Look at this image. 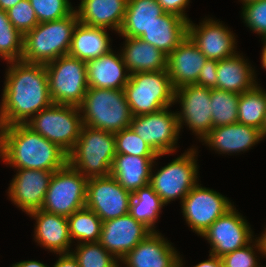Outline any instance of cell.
Instances as JSON below:
<instances>
[{
  "label": "cell",
  "mask_w": 266,
  "mask_h": 267,
  "mask_svg": "<svg viewBox=\"0 0 266 267\" xmlns=\"http://www.w3.org/2000/svg\"><path fill=\"white\" fill-rule=\"evenodd\" d=\"M7 66L0 104V127L25 124L53 104L44 64L19 60L8 62Z\"/></svg>",
  "instance_id": "obj_1"
},
{
  "label": "cell",
  "mask_w": 266,
  "mask_h": 267,
  "mask_svg": "<svg viewBox=\"0 0 266 267\" xmlns=\"http://www.w3.org/2000/svg\"><path fill=\"white\" fill-rule=\"evenodd\" d=\"M0 158L15 169L57 171L68 154L26 124L0 127Z\"/></svg>",
  "instance_id": "obj_2"
},
{
  "label": "cell",
  "mask_w": 266,
  "mask_h": 267,
  "mask_svg": "<svg viewBox=\"0 0 266 267\" xmlns=\"http://www.w3.org/2000/svg\"><path fill=\"white\" fill-rule=\"evenodd\" d=\"M78 23L75 10L62 19L39 23L24 35L21 60L45 65L68 55Z\"/></svg>",
  "instance_id": "obj_3"
},
{
  "label": "cell",
  "mask_w": 266,
  "mask_h": 267,
  "mask_svg": "<svg viewBox=\"0 0 266 267\" xmlns=\"http://www.w3.org/2000/svg\"><path fill=\"white\" fill-rule=\"evenodd\" d=\"M78 107L83 125L111 133L130 127L133 117L123 89L89 87Z\"/></svg>",
  "instance_id": "obj_4"
},
{
  "label": "cell",
  "mask_w": 266,
  "mask_h": 267,
  "mask_svg": "<svg viewBox=\"0 0 266 267\" xmlns=\"http://www.w3.org/2000/svg\"><path fill=\"white\" fill-rule=\"evenodd\" d=\"M116 155L114 133L83 125L80 136L68 154V163L87 179L111 173Z\"/></svg>",
  "instance_id": "obj_5"
},
{
  "label": "cell",
  "mask_w": 266,
  "mask_h": 267,
  "mask_svg": "<svg viewBox=\"0 0 266 267\" xmlns=\"http://www.w3.org/2000/svg\"><path fill=\"white\" fill-rule=\"evenodd\" d=\"M123 90L132 116L155 113L175 103L167 70L130 74Z\"/></svg>",
  "instance_id": "obj_6"
},
{
  "label": "cell",
  "mask_w": 266,
  "mask_h": 267,
  "mask_svg": "<svg viewBox=\"0 0 266 267\" xmlns=\"http://www.w3.org/2000/svg\"><path fill=\"white\" fill-rule=\"evenodd\" d=\"M81 115L78 106L52 104L34 115L25 124L69 154L83 127Z\"/></svg>",
  "instance_id": "obj_7"
},
{
  "label": "cell",
  "mask_w": 266,
  "mask_h": 267,
  "mask_svg": "<svg viewBox=\"0 0 266 267\" xmlns=\"http://www.w3.org/2000/svg\"><path fill=\"white\" fill-rule=\"evenodd\" d=\"M196 153L197 149L195 148L187 149L186 152L157 172L151 170L149 185L165 205L178 198L181 204L191 189L199 182Z\"/></svg>",
  "instance_id": "obj_8"
},
{
  "label": "cell",
  "mask_w": 266,
  "mask_h": 267,
  "mask_svg": "<svg viewBox=\"0 0 266 267\" xmlns=\"http://www.w3.org/2000/svg\"><path fill=\"white\" fill-rule=\"evenodd\" d=\"M53 104L79 106L88 90L86 62L69 54L45 64Z\"/></svg>",
  "instance_id": "obj_9"
},
{
  "label": "cell",
  "mask_w": 266,
  "mask_h": 267,
  "mask_svg": "<svg viewBox=\"0 0 266 267\" xmlns=\"http://www.w3.org/2000/svg\"><path fill=\"white\" fill-rule=\"evenodd\" d=\"M87 178L67 163L54 171L41 209L69 217L86 206Z\"/></svg>",
  "instance_id": "obj_10"
},
{
  "label": "cell",
  "mask_w": 266,
  "mask_h": 267,
  "mask_svg": "<svg viewBox=\"0 0 266 267\" xmlns=\"http://www.w3.org/2000/svg\"><path fill=\"white\" fill-rule=\"evenodd\" d=\"M233 207L234 204L227 197L198 183L181 203L186 224L198 236H201L216 219Z\"/></svg>",
  "instance_id": "obj_11"
},
{
  "label": "cell",
  "mask_w": 266,
  "mask_h": 267,
  "mask_svg": "<svg viewBox=\"0 0 266 267\" xmlns=\"http://www.w3.org/2000/svg\"><path fill=\"white\" fill-rule=\"evenodd\" d=\"M170 107L155 113L133 116L130 128L157 154H172L178 148L179 125L177 112Z\"/></svg>",
  "instance_id": "obj_12"
},
{
  "label": "cell",
  "mask_w": 266,
  "mask_h": 267,
  "mask_svg": "<svg viewBox=\"0 0 266 267\" xmlns=\"http://www.w3.org/2000/svg\"><path fill=\"white\" fill-rule=\"evenodd\" d=\"M211 89L196 84L185 85L175 90L174 102H179L181 112H177L179 131L187 125L199 140L213 128L211 109ZM185 123V124H184Z\"/></svg>",
  "instance_id": "obj_13"
},
{
  "label": "cell",
  "mask_w": 266,
  "mask_h": 267,
  "mask_svg": "<svg viewBox=\"0 0 266 267\" xmlns=\"http://www.w3.org/2000/svg\"><path fill=\"white\" fill-rule=\"evenodd\" d=\"M250 224L235 206L216 219L201 237L210 244V254L222 257L241 249L254 240Z\"/></svg>",
  "instance_id": "obj_14"
},
{
  "label": "cell",
  "mask_w": 266,
  "mask_h": 267,
  "mask_svg": "<svg viewBox=\"0 0 266 267\" xmlns=\"http://www.w3.org/2000/svg\"><path fill=\"white\" fill-rule=\"evenodd\" d=\"M132 194L111 175L87 180L86 207L104 222L129 214Z\"/></svg>",
  "instance_id": "obj_15"
},
{
  "label": "cell",
  "mask_w": 266,
  "mask_h": 267,
  "mask_svg": "<svg viewBox=\"0 0 266 267\" xmlns=\"http://www.w3.org/2000/svg\"><path fill=\"white\" fill-rule=\"evenodd\" d=\"M199 24L188 22V36L207 59L220 61L238 53L235 34L222 22L205 18Z\"/></svg>",
  "instance_id": "obj_16"
},
{
  "label": "cell",
  "mask_w": 266,
  "mask_h": 267,
  "mask_svg": "<svg viewBox=\"0 0 266 267\" xmlns=\"http://www.w3.org/2000/svg\"><path fill=\"white\" fill-rule=\"evenodd\" d=\"M151 232L146 225L127 214L103 222L99 243L121 261Z\"/></svg>",
  "instance_id": "obj_17"
},
{
  "label": "cell",
  "mask_w": 266,
  "mask_h": 267,
  "mask_svg": "<svg viewBox=\"0 0 266 267\" xmlns=\"http://www.w3.org/2000/svg\"><path fill=\"white\" fill-rule=\"evenodd\" d=\"M17 173L9 184V199L27 215L40 210L54 171L15 169Z\"/></svg>",
  "instance_id": "obj_18"
},
{
  "label": "cell",
  "mask_w": 266,
  "mask_h": 267,
  "mask_svg": "<svg viewBox=\"0 0 266 267\" xmlns=\"http://www.w3.org/2000/svg\"><path fill=\"white\" fill-rule=\"evenodd\" d=\"M157 232H151L120 262L125 267H179V253L172 243Z\"/></svg>",
  "instance_id": "obj_19"
},
{
  "label": "cell",
  "mask_w": 266,
  "mask_h": 267,
  "mask_svg": "<svg viewBox=\"0 0 266 267\" xmlns=\"http://www.w3.org/2000/svg\"><path fill=\"white\" fill-rule=\"evenodd\" d=\"M206 60V56L187 35L167 58V71L174 89L196 84Z\"/></svg>",
  "instance_id": "obj_20"
},
{
  "label": "cell",
  "mask_w": 266,
  "mask_h": 267,
  "mask_svg": "<svg viewBox=\"0 0 266 267\" xmlns=\"http://www.w3.org/2000/svg\"><path fill=\"white\" fill-rule=\"evenodd\" d=\"M263 139L261 130L237 122L212 128L201 142L219 154L231 155L244 153Z\"/></svg>",
  "instance_id": "obj_21"
},
{
  "label": "cell",
  "mask_w": 266,
  "mask_h": 267,
  "mask_svg": "<svg viewBox=\"0 0 266 267\" xmlns=\"http://www.w3.org/2000/svg\"><path fill=\"white\" fill-rule=\"evenodd\" d=\"M88 87L106 89H124L130 73L124 63L121 52L107 53L86 62Z\"/></svg>",
  "instance_id": "obj_22"
},
{
  "label": "cell",
  "mask_w": 266,
  "mask_h": 267,
  "mask_svg": "<svg viewBox=\"0 0 266 267\" xmlns=\"http://www.w3.org/2000/svg\"><path fill=\"white\" fill-rule=\"evenodd\" d=\"M36 220L34 240L42 247L55 254L71 253L67 217L52 214L42 209L28 214Z\"/></svg>",
  "instance_id": "obj_23"
},
{
  "label": "cell",
  "mask_w": 266,
  "mask_h": 267,
  "mask_svg": "<svg viewBox=\"0 0 266 267\" xmlns=\"http://www.w3.org/2000/svg\"><path fill=\"white\" fill-rule=\"evenodd\" d=\"M128 0H81L75 10L79 23L119 32Z\"/></svg>",
  "instance_id": "obj_24"
},
{
  "label": "cell",
  "mask_w": 266,
  "mask_h": 267,
  "mask_svg": "<svg viewBox=\"0 0 266 267\" xmlns=\"http://www.w3.org/2000/svg\"><path fill=\"white\" fill-rule=\"evenodd\" d=\"M167 154H158L157 157H138L127 154H116L111 167L110 175L131 194L150 183L151 170L159 157Z\"/></svg>",
  "instance_id": "obj_25"
},
{
  "label": "cell",
  "mask_w": 266,
  "mask_h": 267,
  "mask_svg": "<svg viewBox=\"0 0 266 267\" xmlns=\"http://www.w3.org/2000/svg\"><path fill=\"white\" fill-rule=\"evenodd\" d=\"M188 35V21L176 14L164 13L140 37L169 55Z\"/></svg>",
  "instance_id": "obj_26"
},
{
  "label": "cell",
  "mask_w": 266,
  "mask_h": 267,
  "mask_svg": "<svg viewBox=\"0 0 266 267\" xmlns=\"http://www.w3.org/2000/svg\"><path fill=\"white\" fill-rule=\"evenodd\" d=\"M120 51L130 74L167 70V58L163 51L140 38L124 37Z\"/></svg>",
  "instance_id": "obj_27"
},
{
  "label": "cell",
  "mask_w": 266,
  "mask_h": 267,
  "mask_svg": "<svg viewBox=\"0 0 266 267\" xmlns=\"http://www.w3.org/2000/svg\"><path fill=\"white\" fill-rule=\"evenodd\" d=\"M242 54H235L218 61L217 86L215 89L241 94L252 89L258 82L256 72Z\"/></svg>",
  "instance_id": "obj_28"
},
{
  "label": "cell",
  "mask_w": 266,
  "mask_h": 267,
  "mask_svg": "<svg viewBox=\"0 0 266 267\" xmlns=\"http://www.w3.org/2000/svg\"><path fill=\"white\" fill-rule=\"evenodd\" d=\"M110 41L107 29L78 23L73 32L69 55L87 62L112 49Z\"/></svg>",
  "instance_id": "obj_29"
},
{
  "label": "cell",
  "mask_w": 266,
  "mask_h": 267,
  "mask_svg": "<svg viewBox=\"0 0 266 267\" xmlns=\"http://www.w3.org/2000/svg\"><path fill=\"white\" fill-rule=\"evenodd\" d=\"M165 13L157 0H128L122 26V37L140 38L142 34Z\"/></svg>",
  "instance_id": "obj_30"
},
{
  "label": "cell",
  "mask_w": 266,
  "mask_h": 267,
  "mask_svg": "<svg viewBox=\"0 0 266 267\" xmlns=\"http://www.w3.org/2000/svg\"><path fill=\"white\" fill-rule=\"evenodd\" d=\"M165 204L154 192L150 185L139 188L130 202L129 214L138 222L146 225L152 232H156L155 224Z\"/></svg>",
  "instance_id": "obj_31"
},
{
  "label": "cell",
  "mask_w": 266,
  "mask_h": 267,
  "mask_svg": "<svg viewBox=\"0 0 266 267\" xmlns=\"http://www.w3.org/2000/svg\"><path fill=\"white\" fill-rule=\"evenodd\" d=\"M260 84L239 95L238 122L262 131L266 115V91Z\"/></svg>",
  "instance_id": "obj_32"
},
{
  "label": "cell",
  "mask_w": 266,
  "mask_h": 267,
  "mask_svg": "<svg viewBox=\"0 0 266 267\" xmlns=\"http://www.w3.org/2000/svg\"><path fill=\"white\" fill-rule=\"evenodd\" d=\"M71 241L79 243L99 242L103 221L86 206L67 217Z\"/></svg>",
  "instance_id": "obj_33"
},
{
  "label": "cell",
  "mask_w": 266,
  "mask_h": 267,
  "mask_svg": "<svg viewBox=\"0 0 266 267\" xmlns=\"http://www.w3.org/2000/svg\"><path fill=\"white\" fill-rule=\"evenodd\" d=\"M237 93L219 89H211V109L213 128L230 125L238 122V102Z\"/></svg>",
  "instance_id": "obj_34"
},
{
  "label": "cell",
  "mask_w": 266,
  "mask_h": 267,
  "mask_svg": "<svg viewBox=\"0 0 266 267\" xmlns=\"http://www.w3.org/2000/svg\"><path fill=\"white\" fill-rule=\"evenodd\" d=\"M23 39L10 22L7 12L0 9V57L7 61H19L23 54Z\"/></svg>",
  "instance_id": "obj_35"
},
{
  "label": "cell",
  "mask_w": 266,
  "mask_h": 267,
  "mask_svg": "<svg viewBox=\"0 0 266 267\" xmlns=\"http://www.w3.org/2000/svg\"><path fill=\"white\" fill-rule=\"evenodd\" d=\"M71 253L79 267H120L117 260L99 242L79 243Z\"/></svg>",
  "instance_id": "obj_36"
},
{
  "label": "cell",
  "mask_w": 266,
  "mask_h": 267,
  "mask_svg": "<svg viewBox=\"0 0 266 267\" xmlns=\"http://www.w3.org/2000/svg\"><path fill=\"white\" fill-rule=\"evenodd\" d=\"M116 154L138 157H157L158 154L141 139L130 127L114 133Z\"/></svg>",
  "instance_id": "obj_37"
},
{
  "label": "cell",
  "mask_w": 266,
  "mask_h": 267,
  "mask_svg": "<svg viewBox=\"0 0 266 267\" xmlns=\"http://www.w3.org/2000/svg\"><path fill=\"white\" fill-rule=\"evenodd\" d=\"M39 23L62 19L75 9L69 0H29Z\"/></svg>",
  "instance_id": "obj_38"
},
{
  "label": "cell",
  "mask_w": 266,
  "mask_h": 267,
  "mask_svg": "<svg viewBox=\"0 0 266 267\" xmlns=\"http://www.w3.org/2000/svg\"><path fill=\"white\" fill-rule=\"evenodd\" d=\"M6 12L14 28L22 35H25L39 24L36 13L29 0H21Z\"/></svg>",
  "instance_id": "obj_39"
},
{
  "label": "cell",
  "mask_w": 266,
  "mask_h": 267,
  "mask_svg": "<svg viewBox=\"0 0 266 267\" xmlns=\"http://www.w3.org/2000/svg\"><path fill=\"white\" fill-rule=\"evenodd\" d=\"M241 16L250 30L266 39V0H258L243 5Z\"/></svg>",
  "instance_id": "obj_40"
},
{
  "label": "cell",
  "mask_w": 266,
  "mask_h": 267,
  "mask_svg": "<svg viewBox=\"0 0 266 267\" xmlns=\"http://www.w3.org/2000/svg\"><path fill=\"white\" fill-rule=\"evenodd\" d=\"M254 249L255 251L258 249L257 251L261 254L260 247L256 239L245 247L234 250L233 252L220 257L223 267H261L259 265L261 263H259L256 256L258 252L255 253Z\"/></svg>",
  "instance_id": "obj_41"
},
{
  "label": "cell",
  "mask_w": 266,
  "mask_h": 267,
  "mask_svg": "<svg viewBox=\"0 0 266 267\" xmlns=\"http://www.w3.org/2000/svg\"><path fill=\"white\" fill-rule=\"evenodd\" d=\"M217 60L207 59L200 70L196 85L215 89L217 86Z\"/></svg>",
  "instance_id": "obj_42"
},
{
  "label": "cell",
  "mask_w": 266,
  "mask_h": 267,
  "mask_svg": "<svg viewBox=\"0 0 266 267\" xmlns=\"http://www.w3.org/2000/svg\"><path fill=\"white\" fill-rule=\"evenodd\" d=\"M157 2L166 13L176 14L188 22L190 21L185 13V9L189 5L190 0H157Z\"/></svg>",
  "instance_id": "obj_43"
},
{
  "label": "cell",
  "mask_w": 266,
  "mask_h": 267,
  "mask_svg": "<svg viewBox=\"0 0 266 267\" xmlns=\"http://www.w3.org/2000/svg\"><path fill=\"white\" fill-rule=\"evenodd\" d=\"M58 255L59 258L53 267H79V263L72 253H61Z\"/></svg>",
  "instance_id": "obj_44"
},
{
  "label": "cell",
  "mask_w": 266,
  "mask_h": 267,
  "mask_svg": "<svg viewBox=\"0 0 266 267\" xmlns=\"http://www.w3.org/2000/svg\"><path fill=\"white\" fill-rule=\"evenodd\" d=\"M182 257L179 258V267H183ZM193 267H223V263L220 257L209 253V259L198 263Z\"/></svg>",
  "instance_id": "obj_45"
},
{
  "label": "cell",
  "mask_w": 266,
  "mask_h": 267,
  "mask_svg": "<svg viewBox=\"0 0 266 267\" xmlns=\"http://www.w3.org/2000/svg\"><path fill=\"white\" fill-rule=\"evenodd\" d=\"M12 267H49V266L37 260H26L17 262L13 264Z\"/></svg>",
  "instance_id": "obj_46"
},
{
  "label": "cell",
  "mask_w": 266,
  "mask_h": 267,
  "mask_svg": "<svg viewBox=\"0 0 266 267\" xmlns=\"http://www.w3.org/2000/svg\"><path fill=\"white\" fill-rule=\"evenodd\" d=\"M261 234H262L261 236L256 237V240H257L259 247H260L261 256L266 257V228H265L264 232H262Z\"/></svg>",
  "instance_id": "obj_47"
},
{
  "label": "cell",
  "mask_w": 266,
  "mask_h": 267,
  "mask_svg": "<svg viewBox=\"0 0 266 267\" xmlns=\"http://www.w3.org/2000/svg\"><path fill=\"white\" fill-rule=\"evenodd\" d=\"M21 0H0V9L7 11L9 8L15 6Z\"/></svg>",
  "instance_id": "obj_48"
},
{
  "label": "cell",
  "mask_w": 266,
  "mask_h": 267,
  "mask_svg": "<svg viewBox=\"0 0 266 267\" xmlns=\"http://www.w3.org/2000/svg\"><path fill=\"white\" fill-rule=\"evenodd\" d=\"M261 41H263L261 63H262V68L266 70V39H262Z\"/></svg>",
  "instance_id": "obj_49"
},
{
  "label": "cell",
  "mask_w": 266,
  "mask_h": 267,
  "mask_svg": "<svg viewBox=\"0 0 266 267\" xmlns=\"http://www.w3.org/2000/svg\"><path fill=\"white\" fill-rule=\"evenodd\" d=\"M261 133H262L263 137L265 138L266 137V115H265V121H264Z\"/></svg>",
  "instance_id": "obj_50"
},
{
  "label": "cell",
  "mask_w": 266,
  "mask_h": 267,
  "mask_svg": "<svg viewBox=\"0 0 266 267\" xmlns=\"http://www.w3.org/2000/svg\"><path fill=\"white\" fill-rule=\"evenodd\" d=\"M242 2V5L250 3V2H254V1H258V0H240Z\"/></svg>",
  "instance_id": "obj_51"
}]
</instances>
